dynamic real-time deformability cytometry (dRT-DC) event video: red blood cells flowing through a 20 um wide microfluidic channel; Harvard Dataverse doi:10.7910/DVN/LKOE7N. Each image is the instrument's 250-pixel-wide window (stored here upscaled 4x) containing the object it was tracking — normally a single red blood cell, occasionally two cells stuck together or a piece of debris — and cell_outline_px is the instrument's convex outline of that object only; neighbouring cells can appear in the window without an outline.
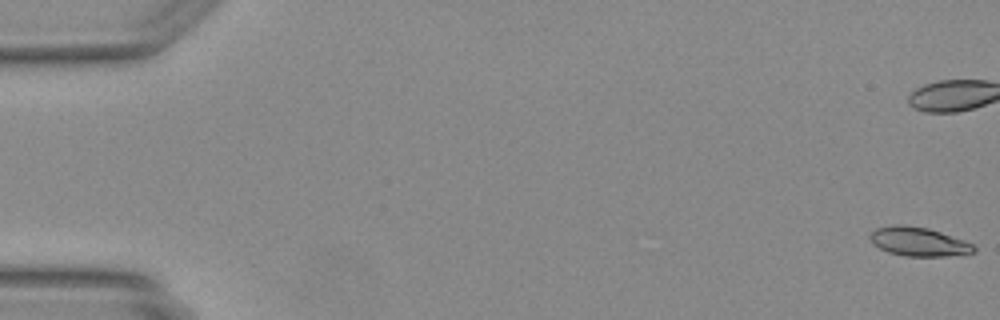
{"species": "Egyptian fruit bat (a non-hibernating species)", "species_latin": "Rousettus aegyptiacus", "temperature_condition": "warm", "stored_images_in_passage": 50, "camera_frame_rate_fps": 3000, "um_per_image_px": 0.085, "animal": {"sex": "female"}, "frame": {"image": 1, "passage_image": 1, "time_ms": 0.0, "image_size_px": [1000, 320], "cell_outline_px": [[976, 252], [948, 256], [908, 256], [888, 252], [872, 244], [868, 236], [876, 228], [892, 224], [928, 228], [964, 240], [972, 244], [976, 248]], "centroid_in_image_um": [78.06, 20.54], "position_along_channel_um": 6.9, "area_um2": 17.4}}